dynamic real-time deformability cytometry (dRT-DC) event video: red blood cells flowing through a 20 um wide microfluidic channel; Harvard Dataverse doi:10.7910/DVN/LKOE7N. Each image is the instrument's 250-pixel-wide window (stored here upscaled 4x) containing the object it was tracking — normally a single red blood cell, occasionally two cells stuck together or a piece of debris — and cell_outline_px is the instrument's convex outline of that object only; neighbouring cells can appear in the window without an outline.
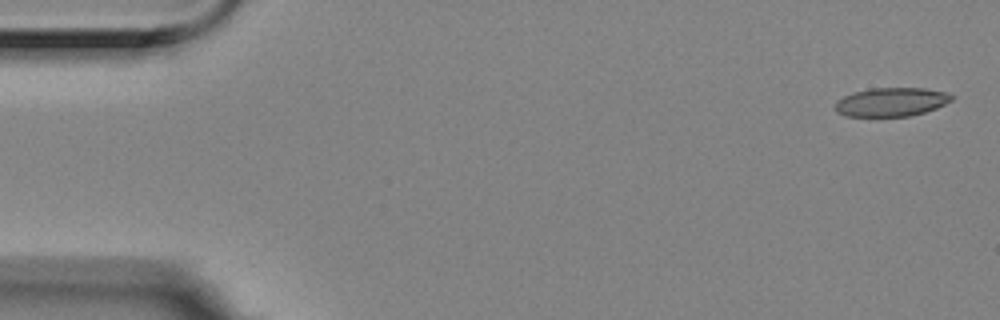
{"species": "Egyptian fruit bat (a non-hibernating species)", "species_latin": "Rousettus aegyptiacus", "temperature_condition": "room temperature", "stored_images_in_passage": 6, "segment_of_instrument_passage": [1, 2], "camera_frame_rate_fps": 3000, "um_per_image_px": 0.085, "animal": {"sex": "female"}, "frame": {"image": 1, "passage_image": 1, "time_ms": 0.0, "image_size_px": [1000, 320], "cell_outline_px": [[952, 100], [936, 108], [912, 116], [844, 116], [836, 112], [836, 100], [852, 92], [872, 88], [924, 88], [944, 92], [952, 96]], "centroid_in_image_um": [75.72, 8.67], "position_along_channel_um": 9.3, "area_um2": 19.42}}